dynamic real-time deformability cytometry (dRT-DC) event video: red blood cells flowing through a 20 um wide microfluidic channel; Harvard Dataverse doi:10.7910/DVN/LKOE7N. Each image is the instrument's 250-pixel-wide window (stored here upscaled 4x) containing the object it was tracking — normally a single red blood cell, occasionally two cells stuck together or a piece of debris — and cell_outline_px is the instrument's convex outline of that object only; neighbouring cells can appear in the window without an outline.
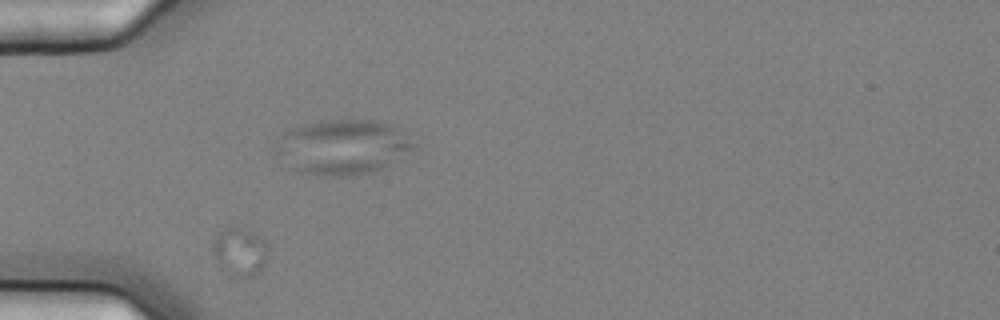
{"species": "common noctule bat (a hibernating species)", "species_latin": "Nyctalus noctula", "temperature_condition": "cold", "stored_images_in_passage": 4, "segment_of_instrument_passage": [2, 2], "camera_frame_rate_fps": 3000, "um_per_image_px": 0.085, "animal": {"sex": "female", "body_mass_g": 25.1}, "frame": {"image": 1, "passage_image": 2, "time_ms": 0.333, "image_size_px": [1000, 320], "cell_outline_px": [[268, 252], [264, 264], [260, 272], [256, 276], [244, 280], [232, 280], [224, 276], [216, 260], [212, 248], [212, 240], [224, 228], [248, 228], [264, 236], [268, 248]], "centroid_in_image_um": [20.4, 21.49], "position_along_channel_um": 64.6, "area_um2": 16.76}}
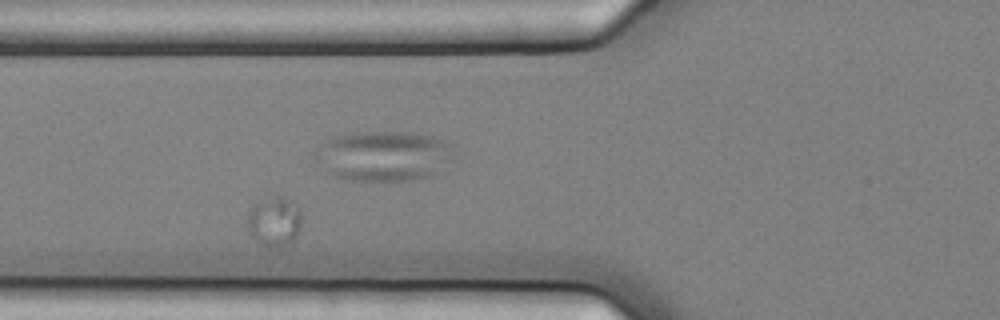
{"frame": {"image": 2, "passage_image": 3, "time_ms": 0.667, "image_size_px": [1000, 320], "cell_outline_px": [[300, 224], [296, 236], [288, 244], [280, 248], [272, 248], [256, 240], [252, 236], [248, 228], [248, 212], [252, 204], [272, 196], [280, 196], [296, 204], [300, 208]], "centroid_in_image_um": [23.31, 18.82], "position_along_channel_um": 102.5, "area_um2": 15.55}}